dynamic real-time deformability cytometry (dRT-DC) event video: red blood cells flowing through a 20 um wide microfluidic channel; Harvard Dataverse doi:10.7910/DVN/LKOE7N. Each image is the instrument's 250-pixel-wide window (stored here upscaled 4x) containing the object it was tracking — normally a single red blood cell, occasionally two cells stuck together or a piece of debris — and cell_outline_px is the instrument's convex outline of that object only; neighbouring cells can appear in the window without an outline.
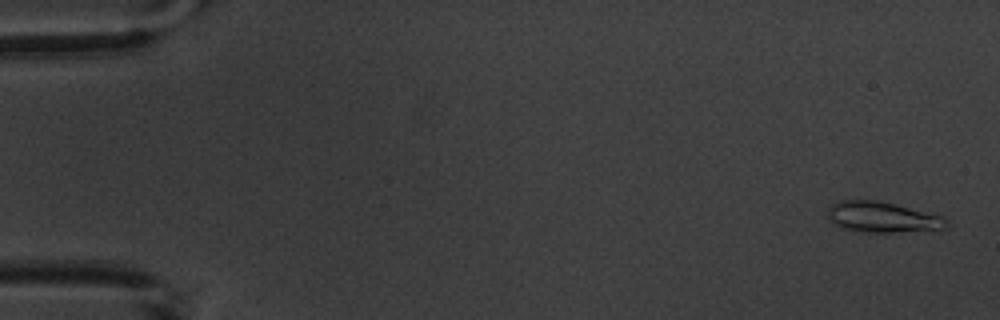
{"species": "common noctule bat (a hibernating species)", "species_latin": "Nyctalus noctula", "temperature_condition": "warm", "stored_images_in_passage": 3, "camera_frame_rate_fps": 3000, "um_per_image_px": 0.085, "animal": {"sex": "male", "body_mass_g": 20.1, "forearm_length_mm": 53.5}, "frame": {"image": 1, "passage_image": 1, "time_ms": 0.0, "image_size_px": [1000, 320], "cell_outline_px": [[948, 224], [944, 228], [896, 232], [860, 232], [844, 228], [832, 224], [828, 220], [828, 208], [832, 204], [840, 200], [876, 200], [944, 216]], "centroid_in_image_um": [74.94, 18.46], "position_along_channel_um": 10.1, "area_um2": 21.04}}